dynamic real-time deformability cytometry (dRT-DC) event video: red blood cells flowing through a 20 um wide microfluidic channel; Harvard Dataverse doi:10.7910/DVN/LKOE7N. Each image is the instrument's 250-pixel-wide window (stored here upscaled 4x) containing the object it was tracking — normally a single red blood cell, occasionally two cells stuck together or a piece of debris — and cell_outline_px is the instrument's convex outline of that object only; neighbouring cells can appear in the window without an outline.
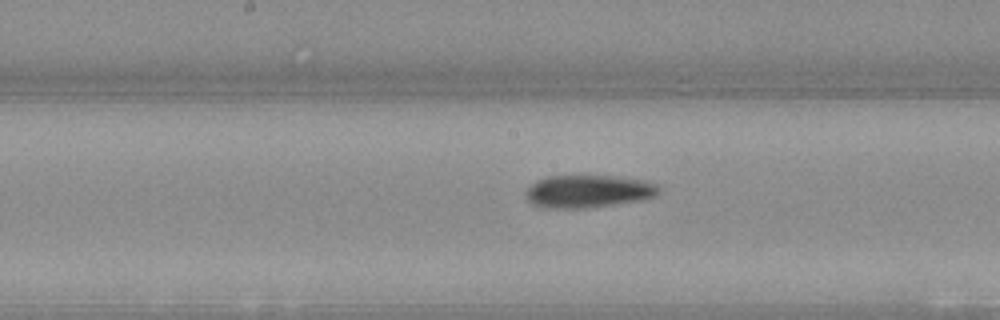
{"species": "Egyptian fruit bat (a non-hibernating species)", "species_latin": "Rousettus aegyptiacus", "temperature_condition": "warm", "stored_images_in_passage": 29, "camera_frame_rate_fps": 3000, "um_per_image_px": 0.085, "animal": {"sex": "female"}, "frame": {"image": 1, "passage_image": 12, "time_ms": 3.667, "image_size_px": [1000, 320], "cell_outline_px": [[660, 192], [656, 196], [644, 200], [584, 208], [544, 208], [532, 204], [528, 200], [524, 192], [536, 180], [548, 176], [612, 176], [644, 180], [656, 184], [660, 188]], "centroid_in_image_um": [50.0, 16.27], "position_along_channel_um": 198.2, "area_um2": 25.43}}
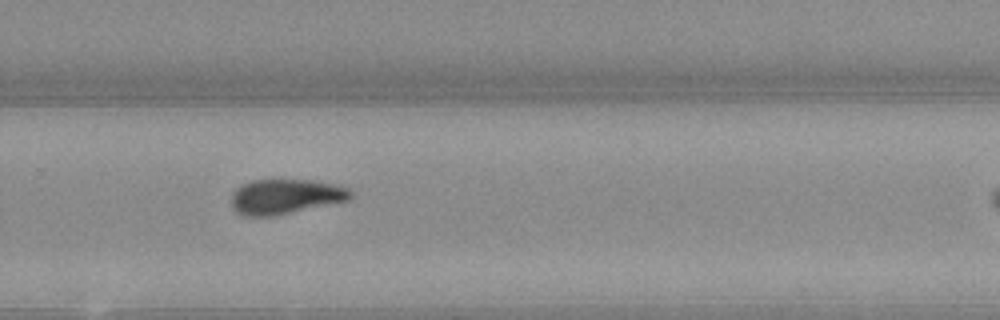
{"frame": {"image": 2, "passage_image": 20, "time_ms": 6.333, "image_size_px": [1000, 320], "cell_outline_px": [[352, 196], [348, 200], [272, 216], [244, 216], [236, 212], [232, 208], [232, 196], [236, 188], [252, 180], [312, 180], [332, 184], [348, 188], [352, 192]], "centroid_in_image_um": [24.23, 16.71], "position_along_channel_um": 305.6, "area_um2": 23.93}}
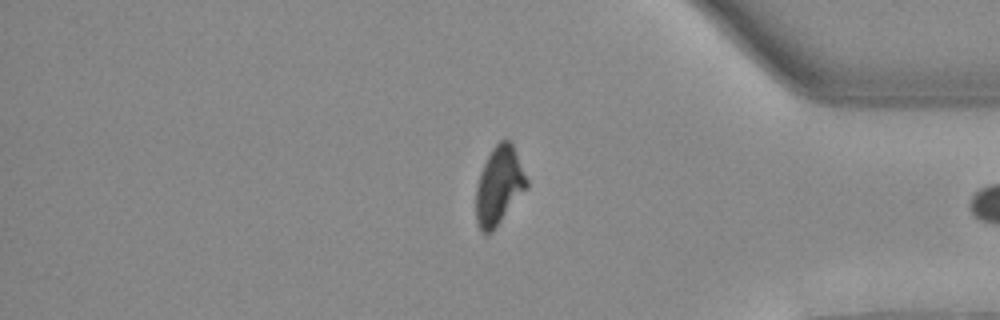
{"frame": {"image": 3, "passage_image": 28, "time_ms": 9.0, "image_size_px": [1000, 320], "cell_outline_px": [[528, 188], [492, 232], [480, 232], [476, 220], [476, 188], [480, 172], [492, 148], [500, 140], [508, 140], [512, 144], [528, 180]], "centroid_in_image_um": [42.42, 15.81], "position_along_channel_um": 392.8, "area_um2": 22.95}}